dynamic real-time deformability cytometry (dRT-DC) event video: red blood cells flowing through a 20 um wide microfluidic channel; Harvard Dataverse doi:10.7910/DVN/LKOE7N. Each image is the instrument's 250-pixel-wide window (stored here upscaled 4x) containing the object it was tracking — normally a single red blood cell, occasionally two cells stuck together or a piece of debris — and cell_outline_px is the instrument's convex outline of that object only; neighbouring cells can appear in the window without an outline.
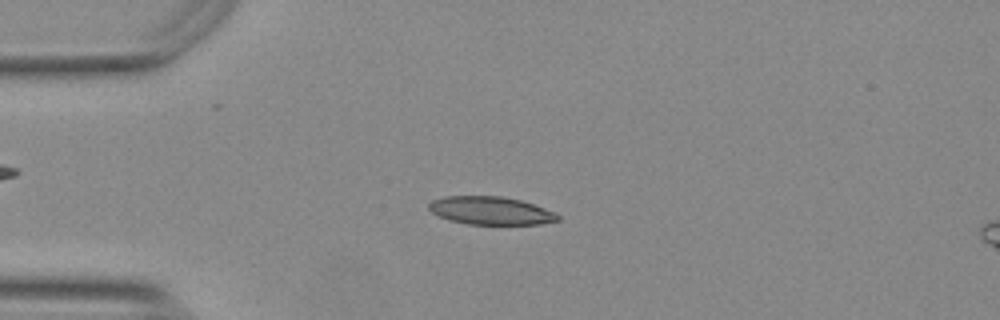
{"species": "Egyptian fruit bat (a non-hibernating species)", "species_latin": "Rousettus aegyptiacus", "temperature_condition": "warm", "stored_images_in_passage": 50, "camera_frame_rate_fps": 3000, "um_per_image_px": 0.085, "animal": {"sex": "female"}, "frame": {"image": 1, "passage_image": 9, "time_ms": 2.667, "image_size_px": [1000, 320], "cell_outline_px": [[560, 220], [540, 224], [468, 224], [448, 220], [432, 212], [428, 208], [428, 204], [432, 200], [444, 196], [500, 196], [520, 200], [556, 212], [560, 216]], "centroid_in_image_um": [41.71, 17.9], "position_along_channel_um": 43.3, "area_um2": 21.04}}
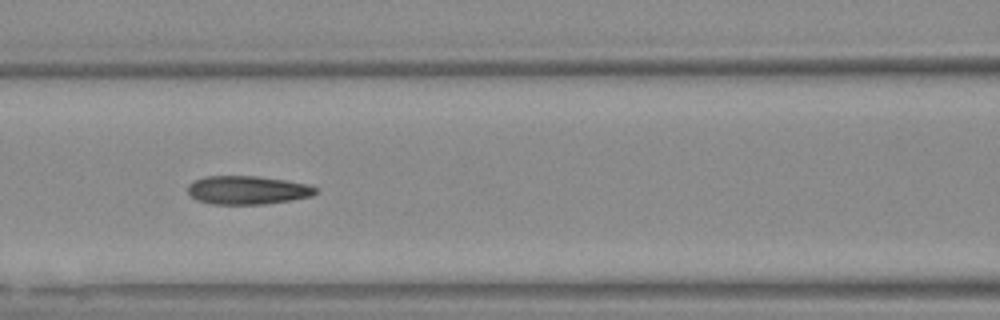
{"frame": {"image": 2, "passage_image": 19, "time_ms": 6.0, "image_size_px": [1000, 320], "cell_outline_px": [[316, 192], [312, 196], [292, 200], [264, 204], [212, 204], [196, 200], [188, 192], [188, 184], [192, 180], [204, 176], [256, 176], [284, 180], [308, 184], [316, 188]], "centroid_in_image_um": [21.0, 16.15], "position_along_channel_um": 145.6, "area_um2": 21.27}}
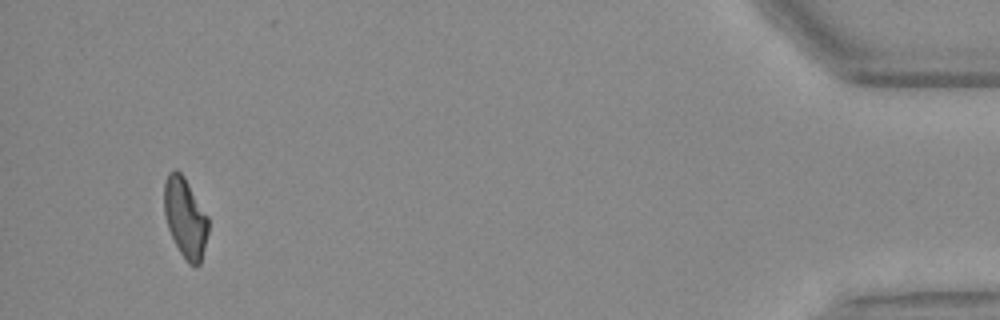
{"frame": {"image": 3, "passage_image": 47, "time_ms": 15.333, "image_size_px": [1000, 320], "cell_outline_px": [[208, 232], [200, 264], [196, 268], [188, 264], [180, 252], [168, 228], [164, 212], [164, 184], [168, 172], [180, 172], [184, 176], [208, 216]], "centroid_in_image_um": [15.75, 18.54], "position_along_channel_um": 419.4, "area_um2": 20.4}, "authors_computed_cell_mechanics": {"area_um2": 21.2126, "velocity_mm_per_s": 3.7526, "shape_relaxation_time_tau1_ms": 4.4178, "shape_relaxation_time_tau2_ms": 1.8509, "deformation_change_tau1": 0.1783, "deformation_change_tau2": 0.105}}